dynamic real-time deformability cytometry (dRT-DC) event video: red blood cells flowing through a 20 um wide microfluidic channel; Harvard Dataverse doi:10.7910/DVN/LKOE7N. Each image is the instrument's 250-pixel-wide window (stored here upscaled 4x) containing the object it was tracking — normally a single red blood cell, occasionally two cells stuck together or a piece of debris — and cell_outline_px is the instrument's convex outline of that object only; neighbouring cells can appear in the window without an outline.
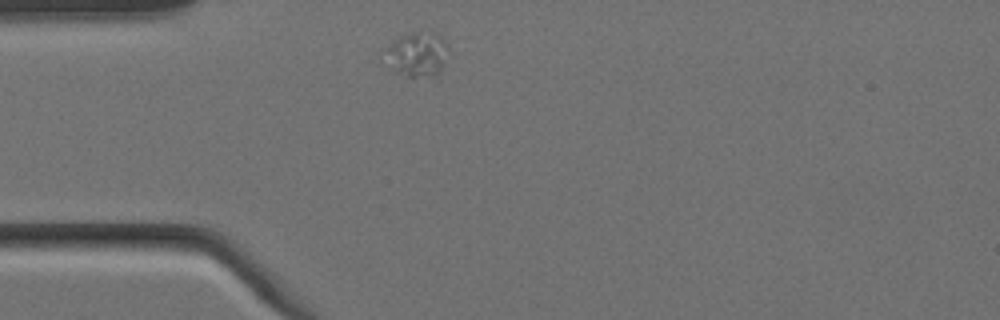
{"species": "Egyptian fruit bat (a non-hibernating species)", "species_latin": "Rousettus aegyptiacus", "temperature_condition": "cold", "stored_images_in_passage": 5, "camera_frame_rate_fps": 3000, "um_per_image_px": 0.085, "animal": {"sex": "female"}, "frame": {"image": 1, "passage_image": 1, "time_ms": 0.0, "image_size_px": [1000, 320], "cell_outline_px": [[452, 52], [440, 80], [408, 76], [396, 72], [388, 68], [388, 44], [400, 36], [416, 32], [436, 32], [448, 44]], "centroid_in_image_um": [35.64, 4.69], "position_along_channel_um": 49.4, "area_um2": 17.51}}
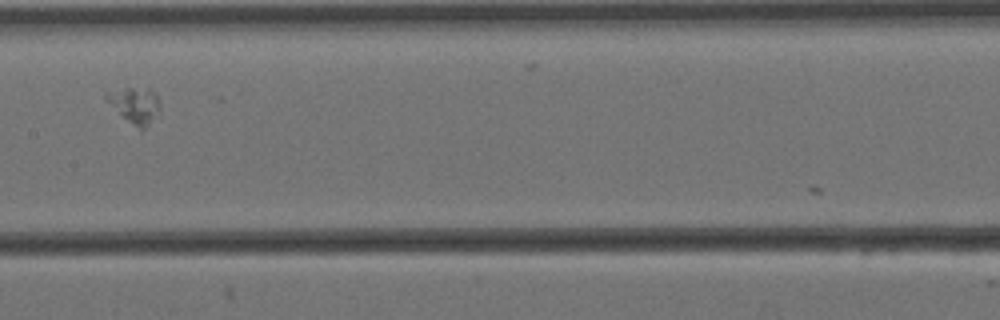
{"frame": {"image": 2, "passage_image": 5, "time_ms": 1.333, "image_size_px": [1000, 320], "cell_outline_px": [[160, 108], [148, 124], [140, 132], [120, 116], [104, 100], [104, 92], [128, 88], [148, 88], [156, 96], [160, 104]], "centroid_in_image_um": [11.39, 8.96], "position_along_channel_um": 196.0, "area_um2": 11.33}}